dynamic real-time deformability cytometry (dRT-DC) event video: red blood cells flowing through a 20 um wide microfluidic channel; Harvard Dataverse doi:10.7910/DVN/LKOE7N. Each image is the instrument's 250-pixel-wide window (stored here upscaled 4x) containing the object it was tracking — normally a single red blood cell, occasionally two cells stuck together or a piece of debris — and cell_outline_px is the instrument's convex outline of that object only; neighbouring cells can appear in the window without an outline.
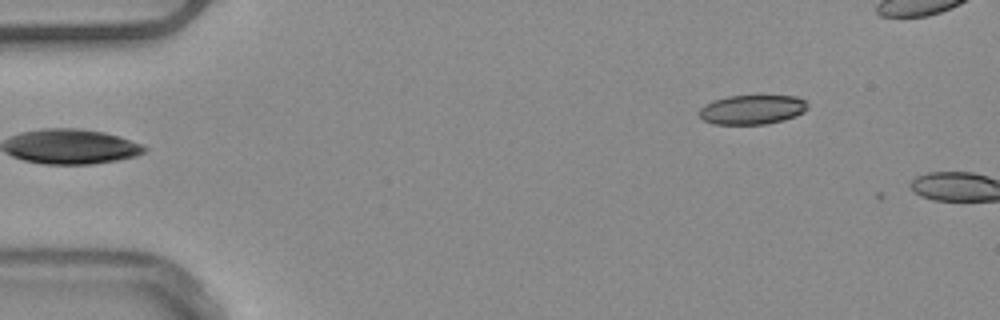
{"species": "common noctule bat (a hibernating species)", "species_latin": "Nyctalus noctula", "temperature_condition": "warm", "stored_images_in_passage": 3, "camera_frame_rate_fps": 3000, "um_per_image_px": 0.085, "animal": {"sex": "male", "body_mass_g": 20.4}, "frame": {"image": 1, "passage_image": 1, "time_ms": 0.0, "image_size_px": [1000, 320], "cell_outline_px": [[808, 108], [804, 112], [796, 116], [784, 120], [764, 124], [712, 124], [704, 120], [700, 116], [700, 108], [704, 104], [712, 100], [728, 96], [796, 96], [804, 100], [808, 104]], "centroid_in_image_um": [63.93, 9.31], "position_along_channel_um": 21.1, "area_um2": 18.61}}